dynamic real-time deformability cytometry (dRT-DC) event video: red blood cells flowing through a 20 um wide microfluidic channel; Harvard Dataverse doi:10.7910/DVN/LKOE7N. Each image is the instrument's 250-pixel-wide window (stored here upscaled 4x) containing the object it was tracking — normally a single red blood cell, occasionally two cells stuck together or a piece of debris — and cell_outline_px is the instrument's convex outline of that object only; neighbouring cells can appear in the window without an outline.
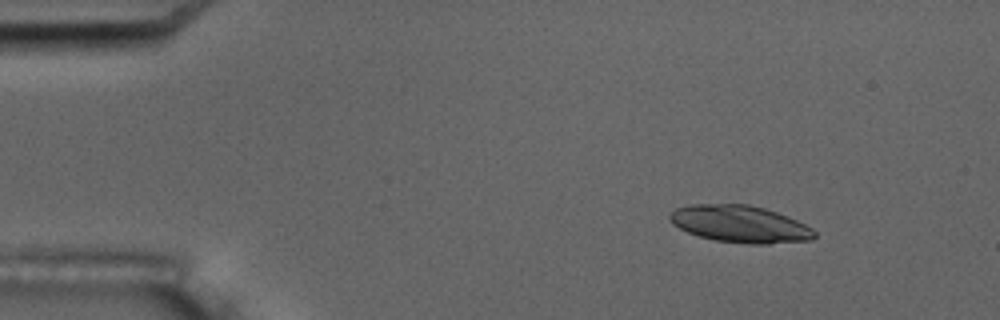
{"species": "common noctule bat (a hibernating species)", "species_latin": "Nyctalus noctula", "temperature_condition": "room temperature", "stored_images_in_passage": 3, "camera_frame_rate_fps": 3000, "um_per_image_px": 0.085, "animal": {"sex": "male", "body_mass_g": 17.5, "forearm_length_mm": 52.3}, "frame": {"image": 1, "passage_image": 1, "time_ms": 0.0, "image_size_px": [1000, 320], "cell_outline_px": [[816, 236], [812, 240], [768, 244], [752, 244], [716, 240], [700, 236], [688, 232], [672, 224], [668, 220], [668, 216], [676, 208], [692, 204], [748, 204], [764, 208], [788, 216], [812, 228], [816, 232]], "centroid_in_image_um": [62.91, 19.04], "position_along_channel_um": 22.1, "area_um2": 31.21}}